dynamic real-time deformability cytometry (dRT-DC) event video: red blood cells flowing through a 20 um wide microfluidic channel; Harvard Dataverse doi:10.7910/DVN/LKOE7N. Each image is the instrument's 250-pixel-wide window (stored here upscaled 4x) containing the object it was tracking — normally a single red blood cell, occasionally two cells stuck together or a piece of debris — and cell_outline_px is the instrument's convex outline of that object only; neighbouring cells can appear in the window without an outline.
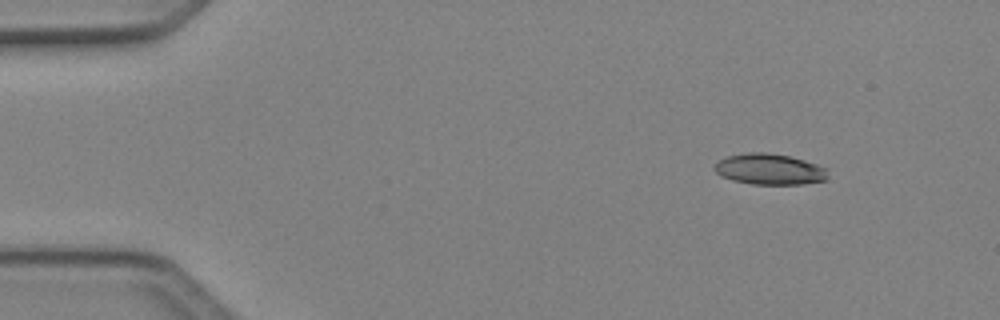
{"species": "Egyptian fruit bat (a non-hibernating species)", "species_latin": "Rousettus aegyptiacus", "temperature_condition": "cold", "stored_images_in_passage": 6, "camera_frame_rate_fps": 3000, "um_per_image_px": 0.085, "animal": {"sex": "female"}, "frame": {"image": 1, "passage_image": 1, "time_ms": 0.0, "image_size_px": [1000, 320], "cell_outline_px": [[828, 180], [804, 184], [752, 184], [732, 180], [716, 172], [716, 164], [720, 160], [728, 156], [748, 152], [764, 152], [788, 156], [804, 160], [828, 168]], "centroid_in_image_um": [65.48, 14.39], "position_along_channel_um": 19.5, "area_um2": 20.29}}
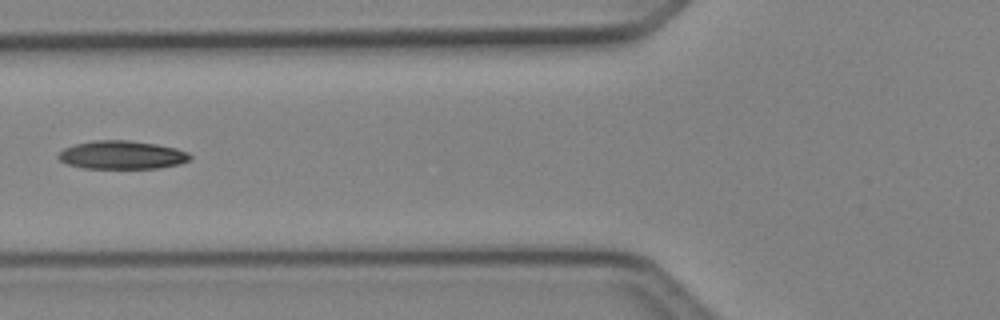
{"frame": {"image": 2, "passage_image": 5, "time_ms": 1.333, "image_size_px": [1000, 320], "cell_outline_px": [[192, 156], [188, 160], [180, 164], [156, 168], [84, 168], [68, 164], [60, 160], [56, 156], [64, 148], [76, 144], [96, 140], [128, 140], [156, 144], [176, 148], [188, 152]], "centroid_in_image_um": [10.37, 13.17], "position_along_channel_um": 115.4, "area_um2": 21.62}}
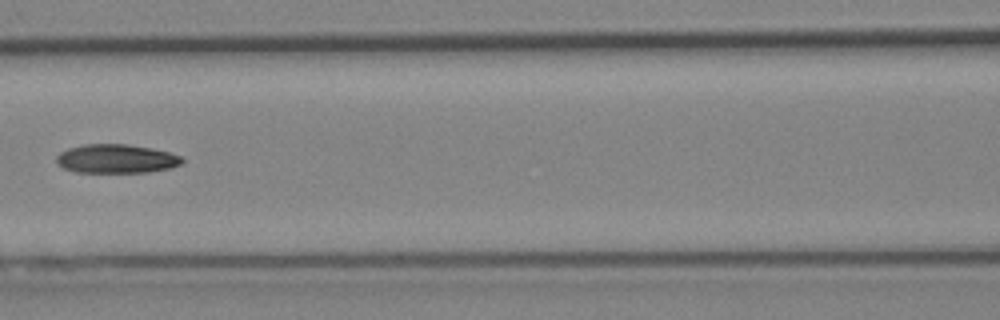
{"frame": {"image": 3, "passage_image": 6, "time_ms": 1.667, "image_size_px": [1000, 320], "cell_outline_px": [[184, 160], [180, 164], [168, 168], [148, 172], [76, 172], [64, 168], [56, 164], [56, 156], [60, 152], [68, 148], [84, 144], [128, 144], [152, 148], [168, 152], [180, 156]], "centroid_in_image_um": [9.84, 13.49], "position_along_channel_um": 156.8, "area_um2": 21.1}}